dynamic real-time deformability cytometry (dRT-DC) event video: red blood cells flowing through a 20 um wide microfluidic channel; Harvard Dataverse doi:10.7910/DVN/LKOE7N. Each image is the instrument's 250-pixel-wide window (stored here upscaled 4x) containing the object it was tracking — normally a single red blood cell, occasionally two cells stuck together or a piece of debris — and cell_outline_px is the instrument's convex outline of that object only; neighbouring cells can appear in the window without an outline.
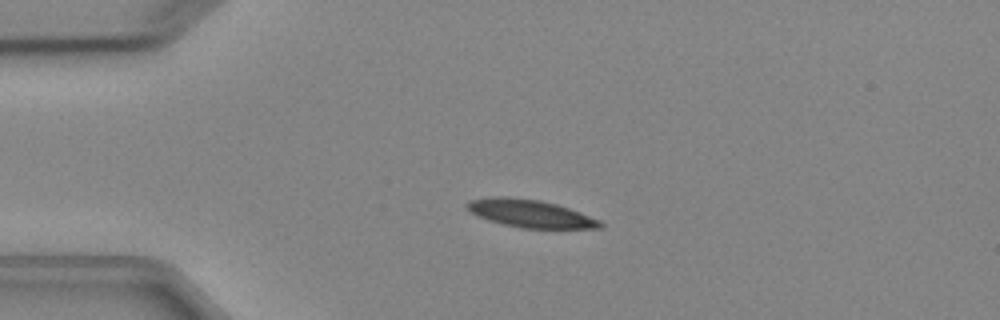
{"species": "Egyptian fruit bat (a non-hibernating species)", "species_latin": "Rousettus aegyptiacus", "temperature_condition": "cold", "stored_images_in_passage": 6, "camera_frame_rate_fps": 3000, "um_per_image_px": 0.085, "animal": {"sex": "female"}, "frame": {"image": 1, "passage_image": 3, "time_ms": 2.0, "image_size_px": [1000, 320], "cell_outline_px": [[604, 224], [600, 228], [520, 228], [488, 220], [476, 216], [464, 208], [464, 204], [472, 200], [500, 196], [504, 196], [540, 200], [556, 204], [580, 212], [600, 220]], "centroid_in_image_um": [45.04, 18.15], "position_along_channel_um": 40.0, "area_um2": 21.44}}